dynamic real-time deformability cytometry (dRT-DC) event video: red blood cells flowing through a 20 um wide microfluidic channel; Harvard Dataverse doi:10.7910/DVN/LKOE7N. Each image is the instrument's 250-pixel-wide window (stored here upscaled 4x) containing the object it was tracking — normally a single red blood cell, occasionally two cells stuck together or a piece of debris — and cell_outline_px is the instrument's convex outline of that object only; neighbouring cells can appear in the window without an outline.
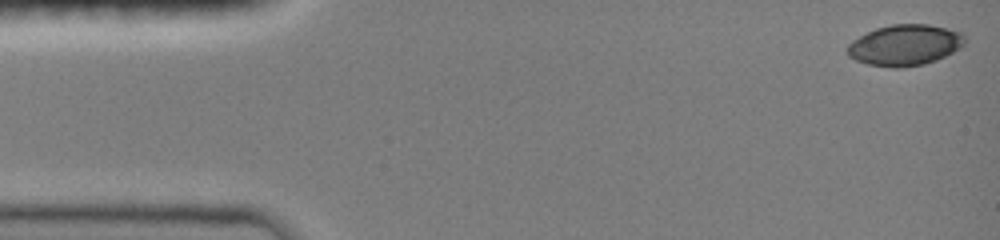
{"species": "common noctule bat (a hibernating species)", "species_latin": "Nyctalus noctula", "temperature_condition": "room temperature", "stored_images_in_passage": 46, "camera_frame_rate_fps": 3000, "um_per_image_px": 0.085, "animal": {"sex": "female", "body_mass_g": 19.0, "forearm_length_mm": 51.5}, "frame": {"image": 1, "passage_image": 1, "time_ms": 0.0, "image_size_px": [1000, 240], "cell_outline_px": [[968, 40], [960, 48], [936, 60], [924, 64], [900, 68], [892, 68], [868, 64], [856, 60], [848, 56], [848, 44], [852, 40], [876, 28], [892, 24], [928, 24], [964, 32]], "centroid_in_image_um": [76.95, 3.83], "position_along_channel_um": 8.0, "area_um2": 28.15}}
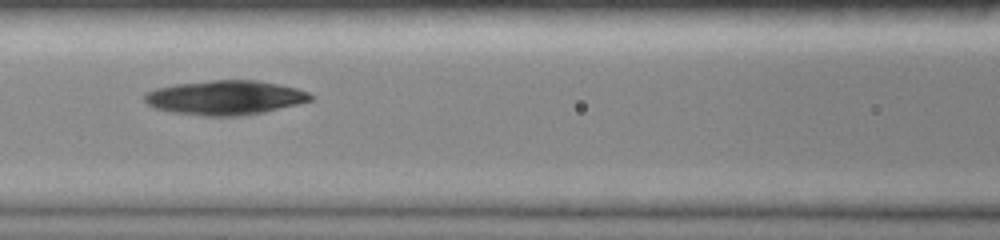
{"frame": {"image": 2, "passage_image": 20, "time_ms": 6.333, "image_size_px": [1000, 240], "cell_outline_px": [[312, 100], [264, 112], [244, 116], [204, 116], [172, 112], [156, 108], [148, 104], [144, 100], [144, 96], [148, 92], [156, 88], [176, 84], [212, 80], [256, 80], [280, 84], [296, 88], [308, 92], [312, 96]], "centroid_in_image_um": [19.14, 8.3], "position_along_channel_um": 147.5, "area_um2": 33.12}}
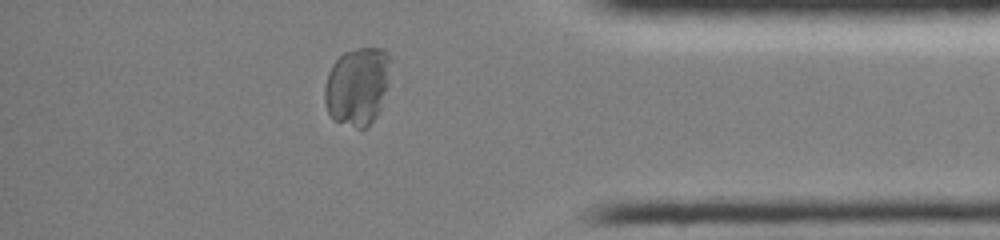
{"frame": {"image": 3, "passage_image": 40, "time_ms": 13.0, "image_size_px": [1000, 240], "cell_outline_px": [[388, 84], [380, 108], [376, 116], [368, 128], [356, 128], [332, 120], [328, 112], [324, 100], [324, 88], [328, 72], [332, 64], [344, 52], [360, 48], [380, 48], [388, 52]], "centroid_in_image_um": [30.34, 7.36], "position_along_channel_um": 404.9, "area_um2": 29.94}}